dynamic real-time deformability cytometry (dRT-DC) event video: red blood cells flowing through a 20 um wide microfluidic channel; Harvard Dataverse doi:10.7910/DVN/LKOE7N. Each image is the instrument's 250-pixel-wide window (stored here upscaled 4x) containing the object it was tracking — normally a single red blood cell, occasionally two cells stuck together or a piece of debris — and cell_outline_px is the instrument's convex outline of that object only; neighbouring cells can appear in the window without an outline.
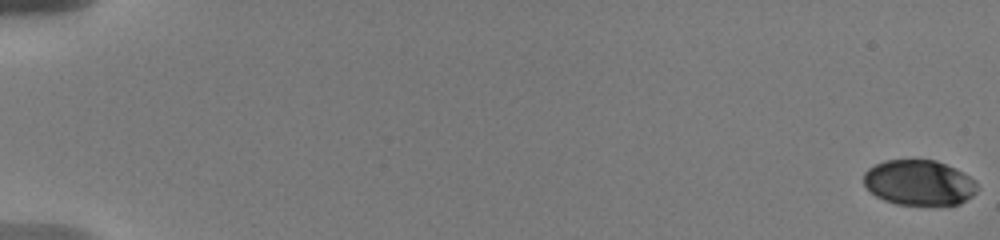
{"species": "human", "species_latin": "Homo sapiens", "temperature_condition": "warm", "stored_images_in_passage": 20, "camera_frame_rate_fps": 3000, "um_per_image_px": 0.085, "donor": {"sex": "male"}, "frame": {"image": 1, "passage_image": 1, "time_ms": 0.0, "image_size_px": [1000, 240], "cell_outline_px": [[976, 192], [972, 196], [960, 204], [896, 204], [884, 200], [876, 196], [864, 184], [864, 172], [868, 168], [884, 160], [936, 160], [956, 168], [968, 176], [976, 184]], "centroid_in_image_um": [78.1, 15.51], "position_along_channel_um": 6.9, "area_um2": 29.71}}
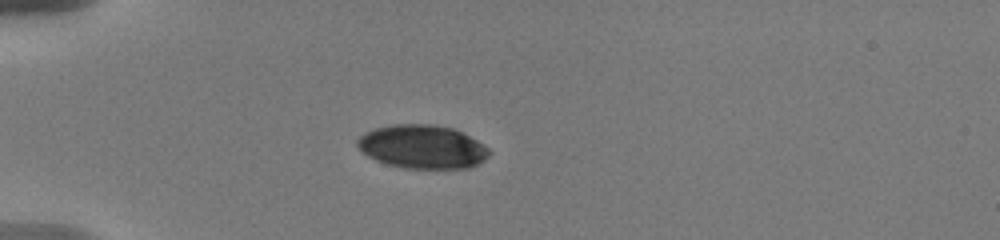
{"frame": {"image": 2, "passage_image": 10, "time_ms": 5.667, "image_size_px": [1000, 240], "cell_outline_px": [[492, 152], [484, 160], [468, 168], [404, 168], [388, 164], [376, 160], [368, 156], [356, 144], [356, 140], [360, 136], [376, 128], [396, 124], [428, 124], [452, 128], [484, 144]], "centroid_in_image_um": [35.91, 12.48], "position_along_channel_um": 49.1, "area_um2": 33.06}}
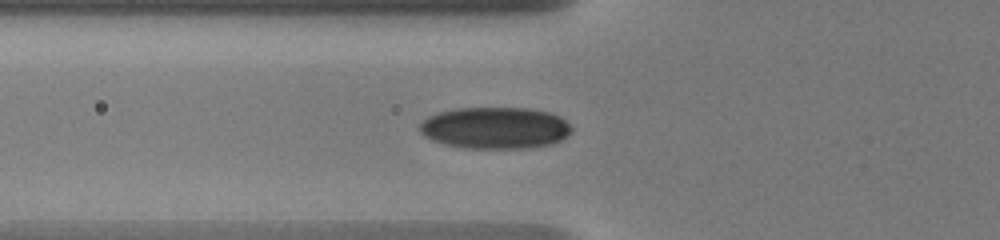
{"frame": {"image": 3, "passage_image": 17, "time_ms": 7.333, "image_size_px": [1000, 240], "cell_outline_px": [[572, 132], [560, 140], [552, 144], [532, 148], [464, 148], [444, 144], [432, 140], [424, 136], [420, 132], [420, 124], [428, 116], [440, 112], [456, 108], [528, 108], [548, 112], [560, 116], [572, 128]], "centroid_in_image_um": [42.09, 10.88], "position_along_channel_um": 83.7, "area_um2": 36.99}}